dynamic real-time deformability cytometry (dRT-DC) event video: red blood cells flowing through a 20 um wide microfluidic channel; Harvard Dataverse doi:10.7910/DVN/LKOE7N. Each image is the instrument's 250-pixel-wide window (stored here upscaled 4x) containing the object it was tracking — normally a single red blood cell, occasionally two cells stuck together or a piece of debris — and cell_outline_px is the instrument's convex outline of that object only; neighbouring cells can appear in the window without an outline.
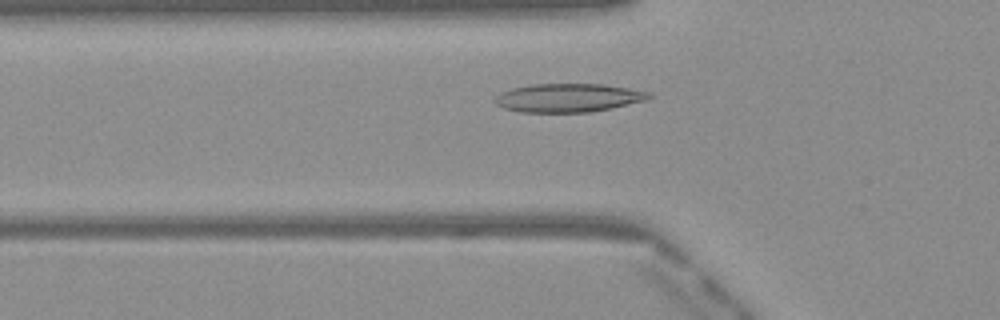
{"species": "Egyptian fruit bat (a non-hibernating species)", "species_latin": "Rousettus aegyptiacus", "temperature_condition": "warm", "stored_images_in_passage": 43, "camera_frame_rate_fps": 3000, "um_per_image_px": 0.085, "frame": {"image": 1, "passage_image": 10, "time_ms": 3.0, "image_size_px": [1000, 320], "cell_outline_px": [[652, 96], [648, 100], [612, 108], [592, 112], [524, 112], [504, 108], [496, 104], [492, 100], [500, 92], [512, 88], [532, 84], [604, 84], [652, 92]], "centroid_in_image_um": [48.33, 8.31], "position_along_channel_um": 77.5, "area_um2": 25.78}}
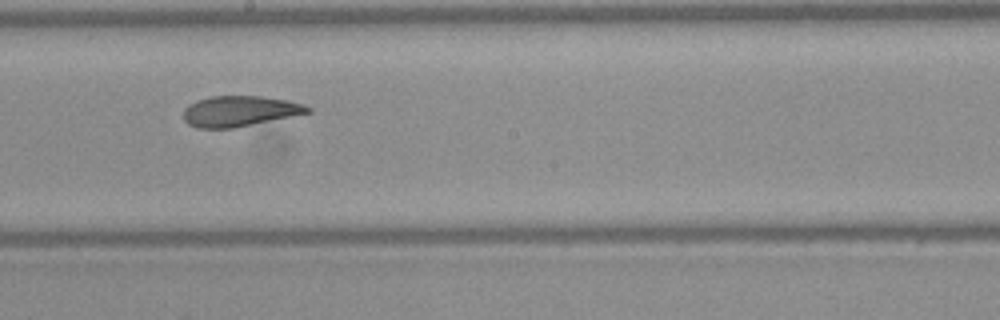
{"frame": {"image": 2, "passage_image": 21, "time_ms": 6.667, "image_size_px": [1000, 320], "cell_outline_px": [[312, 112], [232, 128], [196, 128], [188, 124], [184, 120], [184, 108], [188, 104], [196, 100], [212, 96], [264, 96], [288, 100], [304, 104], [312, 108]], "centroid_in_image_um": [20.36, 9.44], "position_along_channel_um": 227.8, "area_um2": 22.2}}
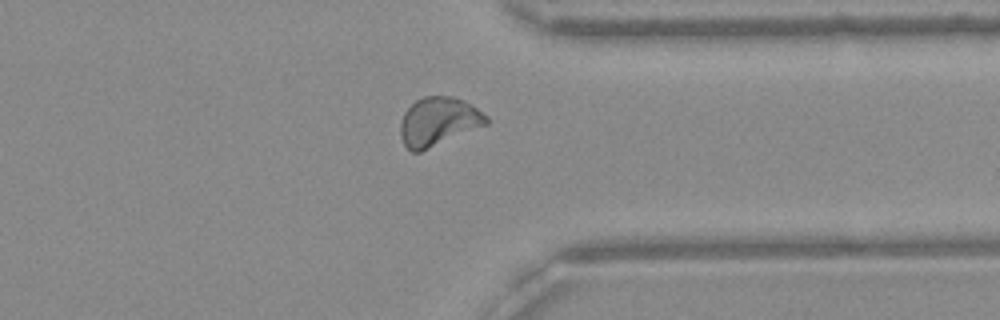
{"frame": {"image": 3, "passage_image": 32, "time_ms": 10.333, "image_size_px": [1000, 320], "cell_outline_px": [[488, 124], [420, 152], [412, 152], [404, 144], [400, 136], [400, 124], [404, 112], [416, 100], [424, 96], [452, 96], [464, 100], [488, 116]], "centroid_in_image_um": [37.26, 10.33], "position_along_channel_um": 374.1, "area_um2": 24.28}, "authors_computed_cell_mechanics": {"area_um2": 23.409, "velocity_mm_per_s": 4.0699, "shape_relaxation_time_tau1_ms": null, "shape_relaxation_time_tau2_ms": 1.7326, "deformation_change_tau1": null, "deformation_change_tau2": 0.077}}